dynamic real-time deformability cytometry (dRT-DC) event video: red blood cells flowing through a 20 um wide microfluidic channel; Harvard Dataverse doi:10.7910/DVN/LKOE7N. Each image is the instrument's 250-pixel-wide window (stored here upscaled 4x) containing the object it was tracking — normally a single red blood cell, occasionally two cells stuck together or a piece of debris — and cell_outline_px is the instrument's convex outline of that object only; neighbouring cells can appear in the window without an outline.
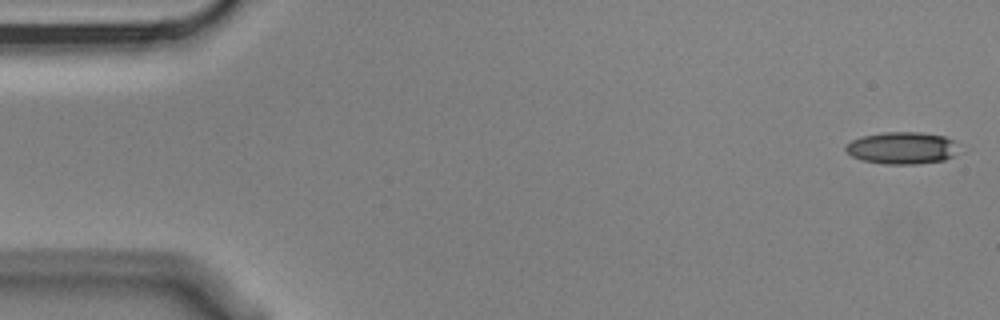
{"species": "Egyptian fruit bat (a non-hibernating species)", "species_latin": "Rousettus aegyptiacus", "temperature_condition": "cold", "stored_images_in_passage": 4, "camera_frame_rate_fps": 3000, "um_per_image_px": 0.085, "animal": {"sex": "male"}, "frame": {"image": 1, "passage_image": 1, "time_ms": 0.0, "image_size_px": [1000, 320], "cell_outline_px": [[964, 152], [944, 160], [912, 164], [888, 164], [860, 160], [852, 156], [844, 148], [852, 140], [860, 136], [884, 132], [920, 132], [944, 136], [956, 140]], "centroid_in_image_um": [76.78, 12.57], "position_along_channel_um": 8.2, "area_um2": 21.62}}